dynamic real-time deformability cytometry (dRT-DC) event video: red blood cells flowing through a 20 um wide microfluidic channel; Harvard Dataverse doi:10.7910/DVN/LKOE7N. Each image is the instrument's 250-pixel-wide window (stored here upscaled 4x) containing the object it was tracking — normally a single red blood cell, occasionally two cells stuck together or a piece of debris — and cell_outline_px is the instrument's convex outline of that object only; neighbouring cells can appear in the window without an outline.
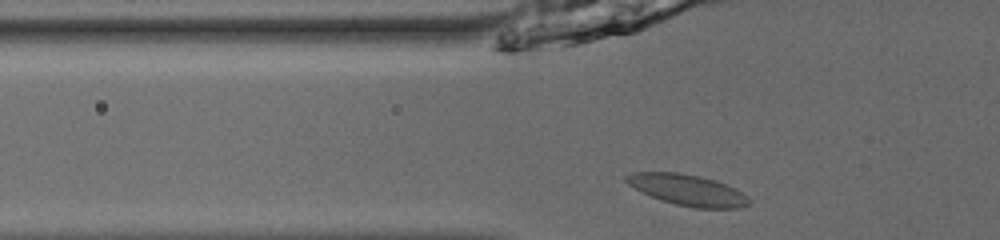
{"species": "common noctule bat (a hibernating species)", "species_latin": "Nyctalus noctula", "temperature_condition": "room temperature", "stored_images_in_passage": 35, "camera_frame_rate_fps": 3000, "um_per_image_px": 0.085, "animal": {"sex": "male", "body_mass_g": 13.0, "forearm_length_mm": 53.1}, "frame": {"image": 1, "passage_image": 2, "time_ms": 0.333, "image_size_px": [1000, 240], "cell_outline_px": [[748, 204], [736, 208], [696, 208], [676, 204], [660, 200], [628, 184], [624, 180], [624, 176], [632, 172], [676, 172], [700, 176], [736, 188], [748, 196]], "centroid_in_image_um": [58.42, 16.14], "position_along_channel_um": 67.4, "area_um2": 21.85}}
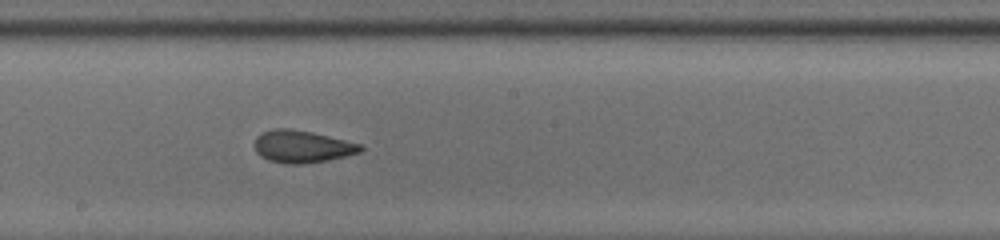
{"frame": {"image": 2, "passage_image": 14, "time_ms": 4.333, "image_size_px": [1000, 240], "cell_outline_px": [[364, 148], [360, 152], [328, 160], [300, 164], [284, 164], [268, 160], [260, 156], [256, 152], [256, 136], [264, 132], [276, 128], [288, 128], [312, 132], [360, 144]], "centroid_in_image_um": [25.66, 12.46], "position_along_channel_um": 222.5, "area_um2": 19.71}}
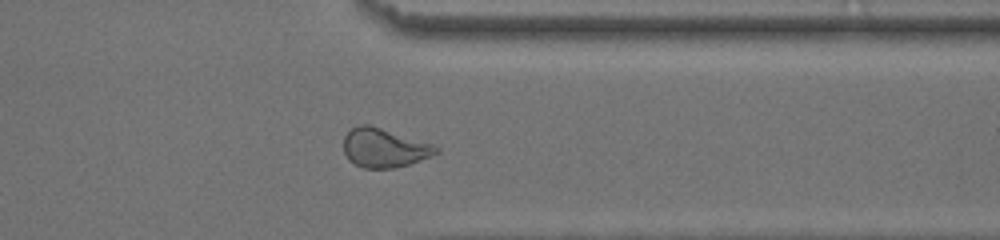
{"frame": {"image": 3, "passage_image": 26, "time_ms": 8.333, "image_size_px": [1000, 240], "cell_outline_px": [[440, 152], [408, 164], [392, 168], [364, 168], [348, 160], [344, 152], [344, 136], [352, 128], [360, 124], [368, 124], [432, 144], [440, 148]], "centroid_in_image_um": [32.63, 12.57], "position_along_channel_um": 378.8, "area_um2": 20.69}, "authors_computed_cell_mechanics": {"area_um2": 20.23, "velocity_mm_per_s": 3.9236, "shape_relaxation_time_tau1_ms": 5.7628, "shape_relaxation_time_tau2_ms": 1.3568, "deformation_change_tau1": 0.1555, "deformation_change_tau2": 0.0778}}